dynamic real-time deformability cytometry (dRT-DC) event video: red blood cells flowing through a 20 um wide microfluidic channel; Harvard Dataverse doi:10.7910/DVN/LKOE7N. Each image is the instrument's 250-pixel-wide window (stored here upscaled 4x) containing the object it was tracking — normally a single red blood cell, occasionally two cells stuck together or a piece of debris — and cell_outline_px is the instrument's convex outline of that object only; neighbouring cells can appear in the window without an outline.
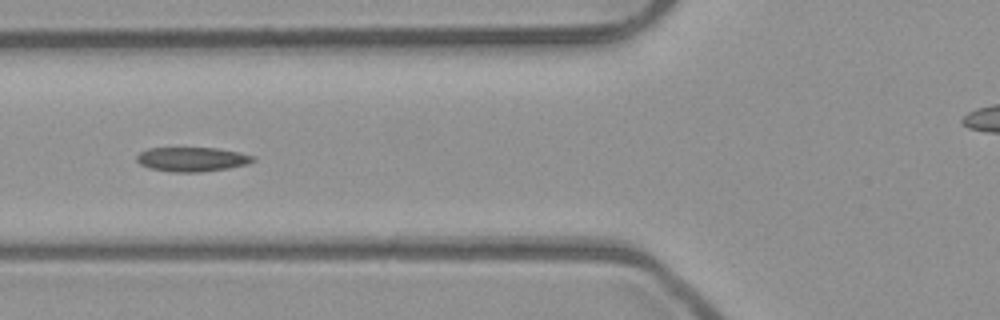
{"species": "common noctule bat (a hibernating species)", "species_latin": "Nyctalus noctula", "temperature_condition": "room temperature", "stored_images_in_passage": 6, "camera_frame_rate_fps": 3000, "um_per_image_px": 0.085, "animal": {"sex": "male", "body_mass_g": 23.1, "forearm_length_mm": 52.7}, "frame": {"image": 1, "passage_image": 5, "time_ms": 1.333, "image_size_px": [1000, 320], "cell_outline_px": [[256, 160], [248, 164], [228, 168], [200, 172], [172, 172], [148, 168], [140, 164], [136, 160], [136, 156], [140, 152], [148, 148], [216, 148], [240, 152], [252, 156]], "centroid_in_image_um": [16.3, 13.54], "position_along_channel_um": 109.5, "area_um2": 16.53}}
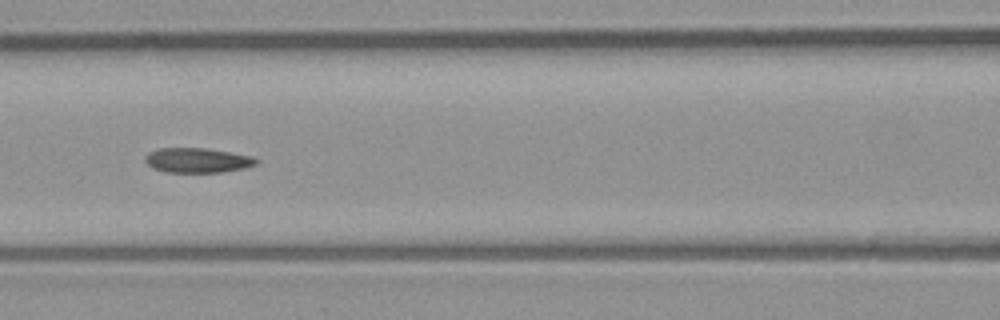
{"frame": {"image": 2, "passage_image": 6, "time_ms": 1.667, "image_size_px": [1000, 320], "cell_outline_px": [[260, 160], [256, 164], [244, 168], [220, 172], [168, 172], [152, 168], [144, 160], [144, 156], [148, 152], [156, 148], [204, 148], [252, 156]], "centroid_in_image_um": [16.74, 13.62], "position_along_channel_um": 149.9, "area_um2": 16.01}}